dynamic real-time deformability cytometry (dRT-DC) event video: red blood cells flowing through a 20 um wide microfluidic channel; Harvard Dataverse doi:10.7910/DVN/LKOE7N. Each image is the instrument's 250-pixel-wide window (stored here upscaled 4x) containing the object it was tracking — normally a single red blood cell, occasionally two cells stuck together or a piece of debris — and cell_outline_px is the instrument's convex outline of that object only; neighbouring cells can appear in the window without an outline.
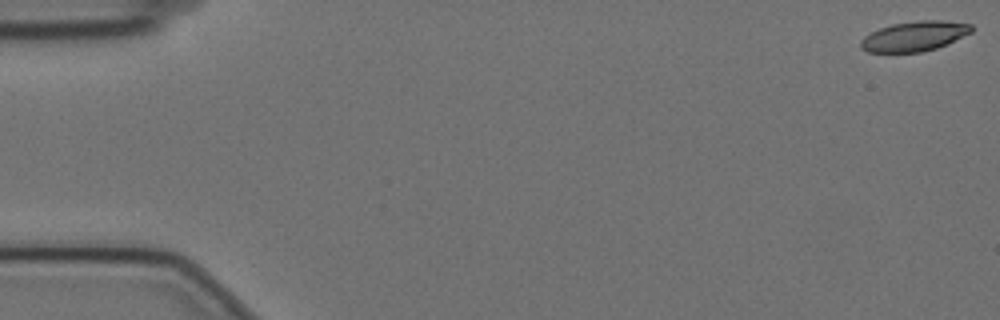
{"species": "Egyptian fruit bat (a non-hibernating species)", "species_latin": "Rousettus aegyptiacus", "temperature_condition": "cold", "stored_images_in_passage": 9, "camera_frame_rate_fps": 3000, "um_per_image_px": 0.085, "animal": {"sex": "female"}, "frame": {"image": 1, "passage_image": 1, "time_ms": 0.0, "image_size_px": [1000, 320], "cell_outline_px": [[972, 32], [936, 48], [920, 52], [868, 52], [860, 48], [860, 40], [864, 36], [880, 28], [892, 24], [920, 20], [940, 20], [972, 24]], "centroid_in_image_um": [77.7, 3.07], "position_along_channel_um": 7.3, "area_um2": 19.13}}